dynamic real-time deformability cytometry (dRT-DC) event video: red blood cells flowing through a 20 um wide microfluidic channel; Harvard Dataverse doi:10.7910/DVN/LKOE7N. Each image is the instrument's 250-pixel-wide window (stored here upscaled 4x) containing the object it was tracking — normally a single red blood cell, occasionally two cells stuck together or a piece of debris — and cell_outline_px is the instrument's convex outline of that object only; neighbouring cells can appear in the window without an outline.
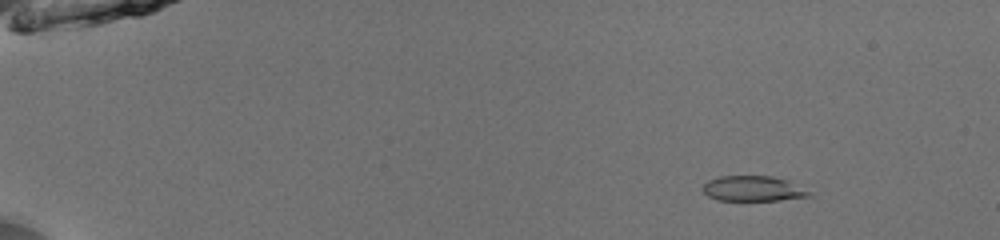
{"species": "common noctule bat (a hibernating species)", "species_latin": "Nyctalus noctula", "temperature_condition": "room temperature", "stored_images_in_passage": 53, "camera_frame_rate_fps": 3000, "um_per_image_px": 0.085, "animal": {"sex": "male", "body_mass_g": 13.0, "forearm_length_mm": 53.1}, "frame": {"image": 1, "passage_image": 8, "time_ms": 2.333, "image_size_px": [1000, 240], "cell_outline_px": [[812, 196], [780, 200], [716, 200], [708, 196], [704, 192], [704, 184], [708, 180], [720, 176], [772, 176], [788, 180], [812, 192]], "centroid_in_image_um": [64.04, 16.03], "position_along_channel_um": 21.0, "area_um2": 15.66}}
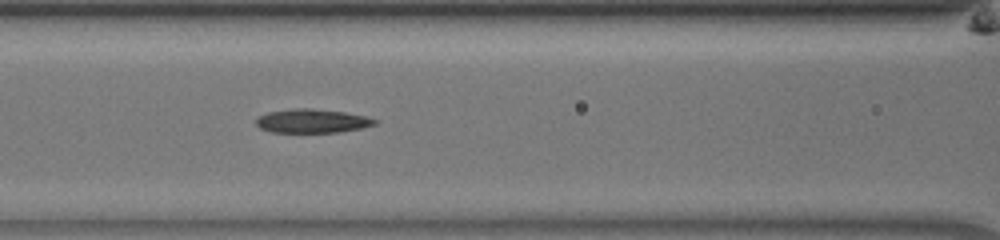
{"frame": {"image": 2, "passage_image": 26, "time_ms": 8.333, "image_size_px": [1000, 240], "cell_outline_px": [[380, 120], [376, 124], [360, 128], [340, 132], [272, 132], [260, 128], [256, 124], [256, 120], [260, 116], [268, 112], [296, 108], [312, 108], [344, 112], [364, 116]], "centroid_in_image_um": [26.55, 10.28], "position_along_channel_um": 140.1, "area_um2": 16.36}}
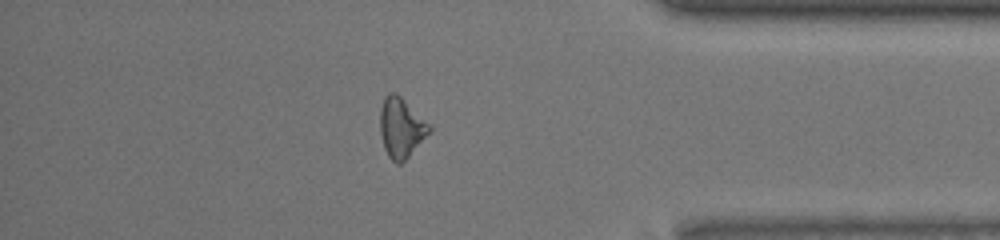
{"frame": {"image": 3, "passage_image": 47, "time_ms": 15.333, "image_size_px": [1000, 240], "cell_outline_px": [[432, 128], [408, 156], [400, 164], [396, 164], [388, 156], [384, 148], [380, 132], [380, 108], [384, 96], [388, 92], [396, 92]], "centroid_in_image_um": [34.04, 10.84], "position_along_channel_um": 401.2, "area_um2": 16.7}, "authors_computed_cell_mechanics": {"area_um2": 16.7042, "velocity_mm_per_s": 3.9715, "shape_relaxation_time_tau1_ms": 2.5959, "shape_relaxation_time_tau2_ms": 5.7673, "deformation_change_tau1": 0.1375, "deformation_change_tau2": 0.1712}}